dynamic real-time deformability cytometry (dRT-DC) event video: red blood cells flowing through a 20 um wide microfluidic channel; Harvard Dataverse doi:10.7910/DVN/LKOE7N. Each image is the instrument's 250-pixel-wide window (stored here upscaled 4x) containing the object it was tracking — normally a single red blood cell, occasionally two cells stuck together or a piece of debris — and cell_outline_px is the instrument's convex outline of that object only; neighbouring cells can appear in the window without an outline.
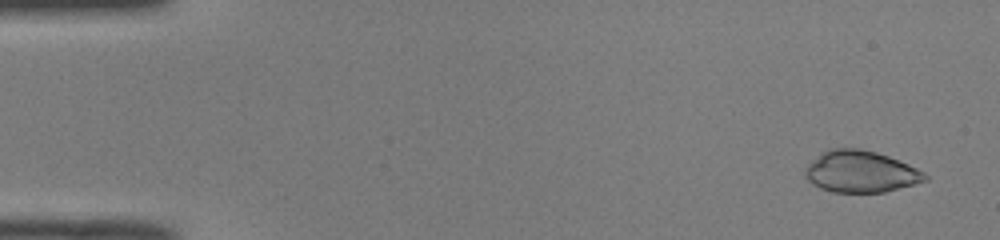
{"species": "common noctule bat (a hibernating species)", "species_latin": "Nyctalus noctula", "temperature_condition": "room temperature", "stored_images_in_passage": 51, "camera_frame_rate_fps": 3000, "um_per_image_px": 0.085, "animal": {"sex": "male", "body_mass_g": 19.0, "forearm_length_mm": 50.8}, "frame": {"image": 1, "passage_image": 3, "time_ms": 0.667, "image_size_px": [1000, 240], "cell_outline_px": [[928, 180], [884, 192], [832, 192], [820, 188], [812, 184], [804, 176], [804, 168], [812, 160], [828, 148], [860, 148], [876, 152], [888, 156], [908, 164], [924, 172], [928, 176]], "centroid_in_image_um": [73.12, 14.58], "position_along_channel_um": 11.9, "area_um2": 29.13}}
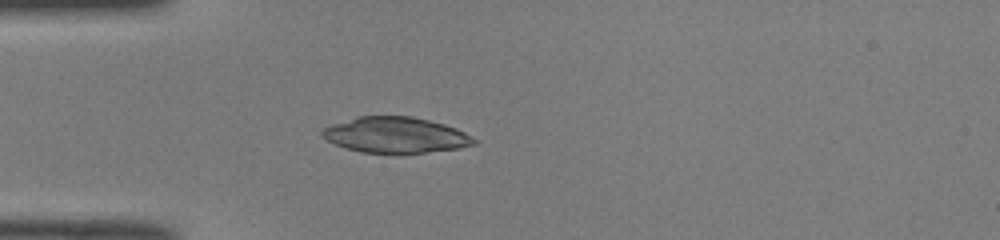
{"frame": {"image": 2, "passage_image": 15, "time_ms": 4.667, "image_size_px": [1000, 240], "cell_outline_px": [[476, 144], [460, 148], [424, 152], [360, 152], [344, 148], [320, 136], [320, 132], [324, 128], [332, 124], [356, 116], [412, 116], [444, 124], [456, 128], [464, 132], [476, 140]], "centroid_in_image_um": [33.59, 11.46], "position_along_channel_um": 51.4, "area_um2": 31.39}}
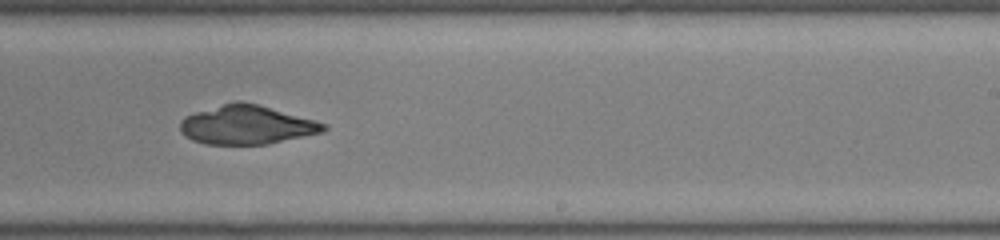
{"frame": {"image": 3, "passage_image": 32, "time_ms": 10.333, "image_size_px": [1000, 240], "cell_outline_px": [[328, 128], [324, 132], [268, 144], [204, 144], [192, 140], [180, 132], [180, 120], [184, 116], [196, 112], [236, 100], [240, 100], [256, 104], [328, 124]], "centroid_in_image_um": [20.96, 10.62], "position_along_channel_um": 268.0, "area_um2": 32.37}}